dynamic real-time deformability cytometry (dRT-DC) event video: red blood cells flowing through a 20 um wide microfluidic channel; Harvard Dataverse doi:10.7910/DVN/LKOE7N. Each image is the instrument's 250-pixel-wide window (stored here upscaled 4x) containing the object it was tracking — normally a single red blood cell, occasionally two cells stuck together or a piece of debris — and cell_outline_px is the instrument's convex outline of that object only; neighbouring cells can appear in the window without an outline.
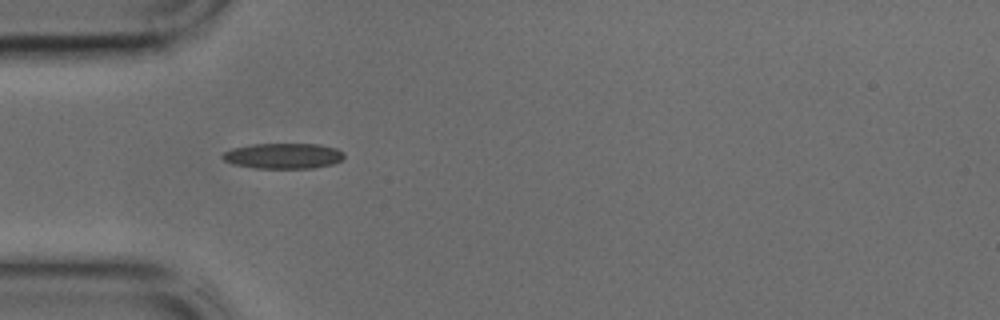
{"species": "common noctule bat (a hibernating species)", "species_latin": "Nyctalus noctula", "temperature_condition": "cold", "stored_images_in_passage": 31, "camera_frame_rate_fps": 3000, "um_per_image_px": 0.085, "animal": {"sex": "male", "body_mass_g": 17.9, "forearm_length_mm": 54.2}, "frame": {"image": 1, "passage_image": 1, "time_ms": 0.0, "image_size_px": [1000, 320], "cell_outline_px": [[344, 156], [340, 160], [332, 164], [312, 168], [256, 168], [232, 164], [224, 160], [220, 156], [224, 152], [232, 148], [252, 144], [320, 144], [336, 148], [344, 152]], "centroid_in_image_um": [24.06, 13.24], "position_along_channel_um": 60.9, "area_um2": 18.09}}
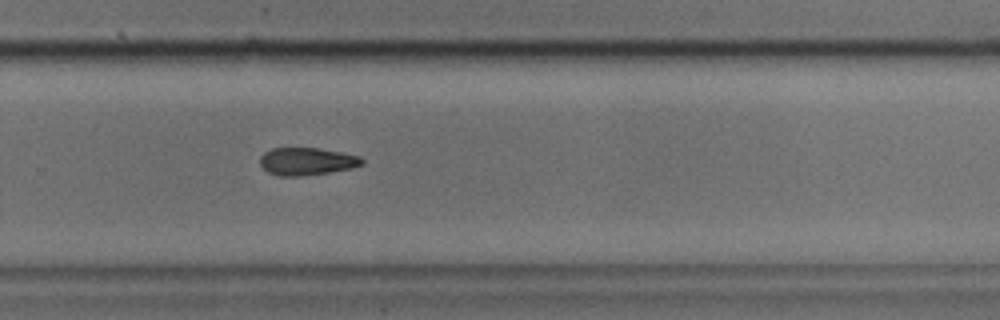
{"frame": {"image": 2, "passage_image": 17, "time_ms": 5.333, "image_size_px": [1000, 320], "cell_outline_px": [[364, 164], [352, 168], [328, 172], [300, 176], [280, 176], [268, 172], [260, 164], [260, 156], [264, 152], [272, 148], [320, 148], [360, 156], [364, 160]], "centroid_in_image_um": [26.08, 13.71], "position_along_channel_um": 303.7, "area_um2": 16.36}}
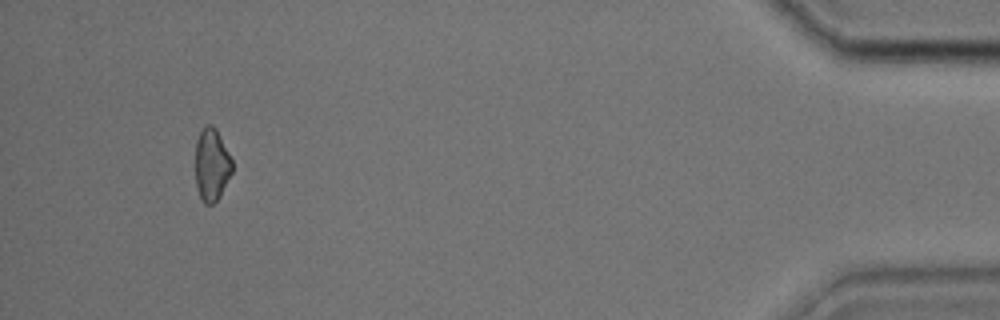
{"frame": {"image": 3, "passage_image": 29, "time_ms": 9.333, "image_size_px": [1000, 320], "cell_outline_px": [[232, 172], [220, 196], [212, 204], [204, 204], [200, 196], [196, 184], [196, 140], [204, 124], [212, 124], [216, 128], [232, 160]], "centroid_in_image_um": [17.99, 13.98], "position_along_channel_um": 417.2, "area_um2": 15.49}}